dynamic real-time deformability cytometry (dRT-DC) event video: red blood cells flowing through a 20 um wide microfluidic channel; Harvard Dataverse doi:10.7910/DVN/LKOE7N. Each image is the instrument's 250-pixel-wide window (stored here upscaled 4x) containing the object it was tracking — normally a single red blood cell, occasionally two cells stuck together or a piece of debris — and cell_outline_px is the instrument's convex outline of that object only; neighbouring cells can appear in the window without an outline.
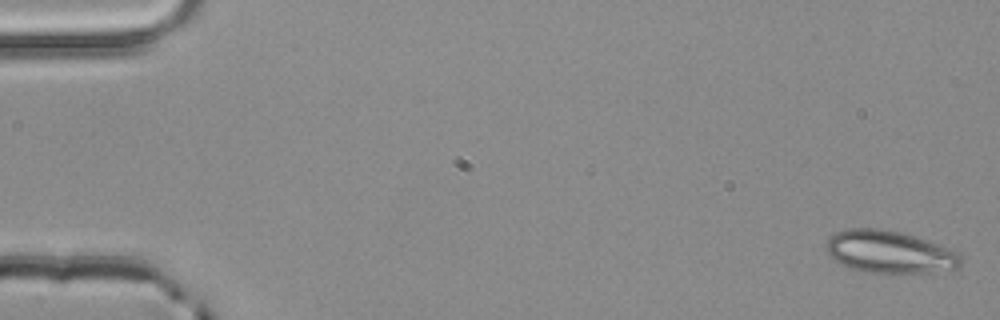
{"species": "common noctule bat (a hibernating species)", "species_latin": "Nyctalus noctula", "temperature_condition": "room temperature", "stored_images_in_passage": 4, "camera_frame_rate_fps": 3000, "um_per_image_px": 0.085, "animal": {"sex": "male", "body_mass_g": 20.4}, "frame": {"image": 1, "passage_image": 1, "time_ms": 0.0, "image_size_px": [1000, 320], "cell_outline_px": [[960, 264], [956, 268], [932, 272], [864, 272], [852, 268], [836, 260], [824, 248], [824, 244], [836, 232], [852, 228], [876, 228], [904, 232], [948, 248], [960, 256]], "centroid_in_image_um": [75.58, 21.39], "position_along_channel_um": 9.4, "area_um2": 32.66}}